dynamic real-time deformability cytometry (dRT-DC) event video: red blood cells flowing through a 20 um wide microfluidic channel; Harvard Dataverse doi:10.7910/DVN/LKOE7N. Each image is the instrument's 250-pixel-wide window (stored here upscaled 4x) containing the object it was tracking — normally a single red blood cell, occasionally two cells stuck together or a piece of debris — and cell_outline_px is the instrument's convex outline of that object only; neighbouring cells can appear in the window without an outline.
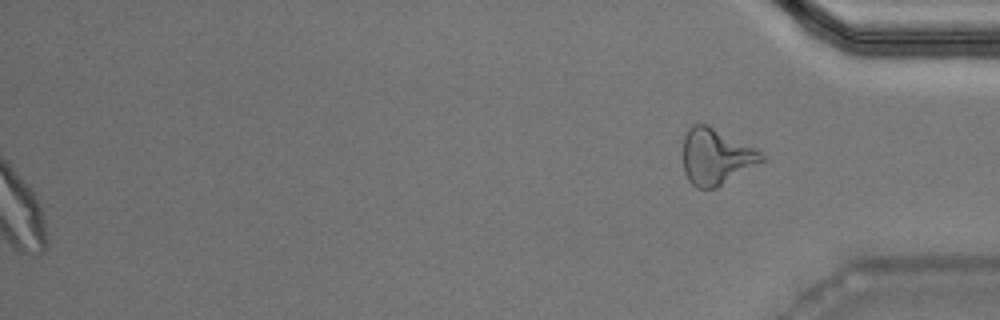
{"species": "Egyptian fruit bat (a non-hibernating species)", "species_latin": "Rousettus aegyptiacus", "temperature_condition": "warm", "stored_images_in_passage": 36, "camera_frame_rate_fps": 3000, "um_per_image_px": 0.085, "animal": {"sex": "male"}, "frame": {"image": 1, "passage_image": 36, "time_ms": 11.667, "image_size_px": [1000, 320], "cell_outline_px": [[764, 160], [716, 188], [696, 188], [688, 180], [684, 172], [684, 136], [688, 128], [692, 124], [708, 124], [760, 152], [764, 156]], "centroid_in_image_um": [60.81, 13.32], "position_along_channel_um": 374.4, "area_um2": 25.14}}